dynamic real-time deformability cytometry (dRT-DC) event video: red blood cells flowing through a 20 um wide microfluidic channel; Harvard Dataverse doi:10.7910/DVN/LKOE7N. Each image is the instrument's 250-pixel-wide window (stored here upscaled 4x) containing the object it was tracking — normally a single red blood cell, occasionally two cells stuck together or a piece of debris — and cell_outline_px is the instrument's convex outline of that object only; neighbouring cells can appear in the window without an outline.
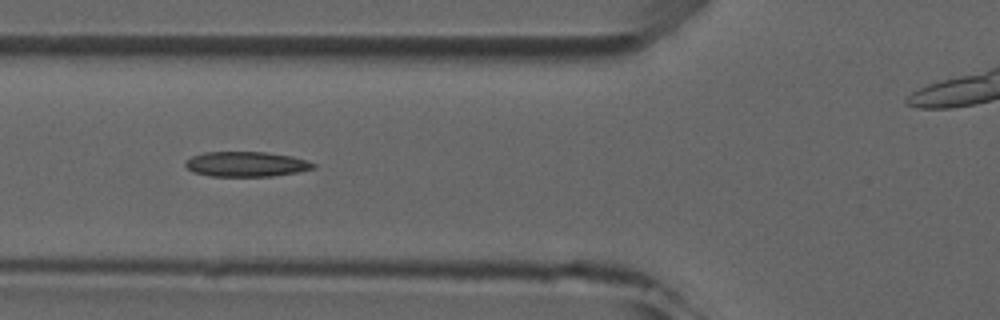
{"species": "common noctule bat (a hibernating species)", "species_latin": "Nyctalus noctula", "temperature_condition": "room temperature", "stored_images_in_passage": 6, "camera_frame_rate_fps": 3000, "um_per_image_px": 0.085, "animal": {"sex": "male", "forearm_length_mm": 52.5}, "frame": {"image": 1, "passage_image": 4, "time_ms": 3.333, "image_size_px": [1000, 320], "cell_outline_px": [[316, 168], [296, 172], [272, 176], [208, 176], [192, 172], [184, 164], [184, 160], [192, 156], [204, 152], [264, 152], [292, 156], [316, 164]], "centroid_in_image_um": [20.88, 13.95], "position_along_channel_um": 104.9, "area_um2": 18.67}}
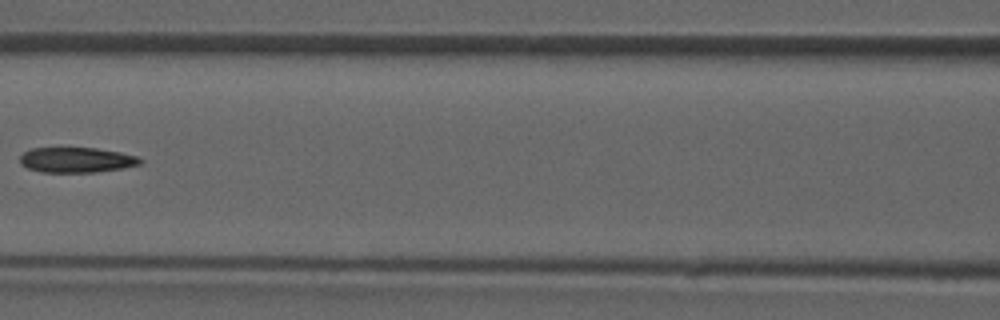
{"frame": {"image": 2, "passage_image": 5, "time_ms": 4.667, "image_size_px": [1000, 320], "cell_outline_px": [[144, 160], [140, 164], [120, 168], [96, 172], [44, 172], [28, 168], [20, 164], [20, 156], [24, 152], [32, 148], [96, 148], [120, 152], [140, 156]], "centroid_in_image_um": [6.52, 13.59], "position_along_channel_um": 160.1, "area_um2": 17.63}}